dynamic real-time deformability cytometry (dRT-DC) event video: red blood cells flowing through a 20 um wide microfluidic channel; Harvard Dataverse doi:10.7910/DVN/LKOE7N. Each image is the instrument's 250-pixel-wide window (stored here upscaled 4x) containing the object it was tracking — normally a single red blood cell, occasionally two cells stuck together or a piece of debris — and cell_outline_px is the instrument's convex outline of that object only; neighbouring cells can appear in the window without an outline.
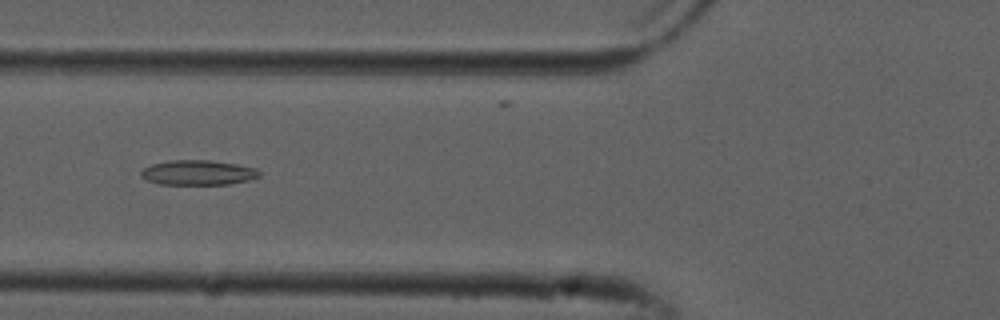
{"species": "common noctule bat (a hibernating species)", "species_latin": "Nyctalus noctula", "temperature_condition": "cold", "stored_images_in_passage": 52, "camera_frame_rate_fps": 3000, "um_per_image_px": 0.085, "animal": {"sex": "male", "forearm_length_mm": 52.5}, "frame": {"image": 1, "passage_image": 19, "time_ms": 6.0, "image_size_px": [1000, 320], "cell_outline_px": [[260, 176], [248, 180], [228, 184], [160, 184], [148, 180], [140, 176], [140, 172], [144, 168], [152, 164], [168, 160], [208, 160], [236, 164], [256, 168], [260, 172]], "centroid_in_image_um": [16.82, 14.66], "position_along_channel_um": 109.0, "area_um2": 17.05}}
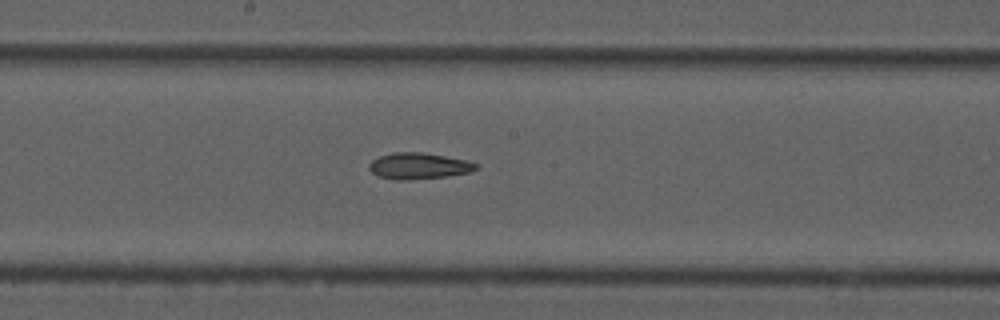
{"frame": {"image": 2, "passage_image": 27, "time_ms": 8.667, "image_size_px": [1000, 320], "cell_outline_px": [[480, 168], [468, 172], [444, 176], [408, 180], [396, 180], [376, 176], [368, 168], [368, 164], [372, 160], [380, 156], [392, 152], [420, 152], [468, 160], [480, 164]], "centroid_in_image_um": [35.58, 14.1], "position_along_channel_um": 212.6, "area_um2": 16.42}}
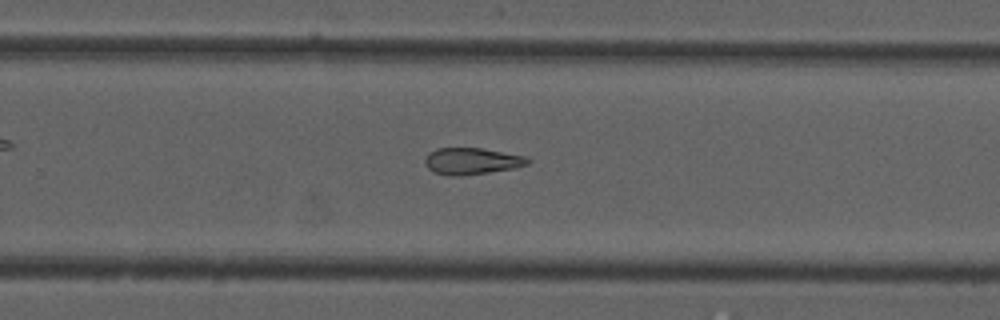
{"frame": {"image": 3, "passage_image": 33, "time_ms": 10.667, "image_size_px": [1000, 320], "cell_outline_px": [[532, 160], [528, 164], [516, 168], [460, 176], [448, 176], [432, 172], [424, 164], [424, 160], [428, 152], [436, 148], [484, 148], [524, 156]], "centroid_in_image_um": [40.07, 13.69], "position_along_channel_um": 289.7, "area_um2": 16.18}, "authors_computed_cell_mechanics": {"area_um2": 18.3804, "velocity_mm_per_s": 3.8685, "shape_relaxation_time_tau1_ms": null, "shape_relaxation_time_tau2_ms": 5.5699, "deformation_change_tau1": null, "deformation_change_tau2": 0.1408}}